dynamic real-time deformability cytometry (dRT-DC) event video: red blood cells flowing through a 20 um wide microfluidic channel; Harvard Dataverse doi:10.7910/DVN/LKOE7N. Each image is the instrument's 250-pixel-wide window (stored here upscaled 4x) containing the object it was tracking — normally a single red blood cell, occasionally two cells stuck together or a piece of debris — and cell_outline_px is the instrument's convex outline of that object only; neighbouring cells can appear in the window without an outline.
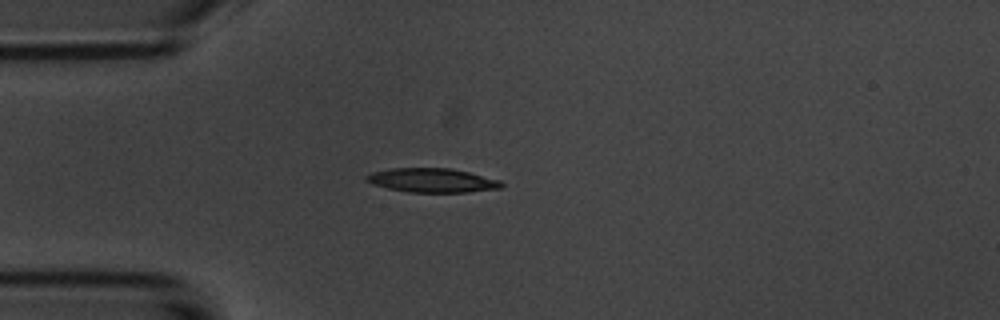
{"species": "common noctule bat (a hibernating species)", "species_latin": "Nyctalus noctula", "temperature_condition": "room temperature", "stored_images_in_passage": 4, "camera_frame_rate_fps": 3000, "um_per_image_px": 0.085, "animal": {"sex": "male", "body_mass_g": 20.1, "forearm_length_mm": 53.5}, "frame": {"image": 1, "passage_image": 4, "time_ms": 3.333, "image_size_px": [1000, 320], "cell_outline_px": [[504, 184], [500, 188], [468, 192], [408, 192], [388, 188], [372, 184], [364, 180], [364, 176], [372, 172], [388, 168], [452, 168], [500, 180]], "centroid_in_image_um": [36.69, 15.32], "position_along_channel_um": 48.3, "area_um2": 19.02}}